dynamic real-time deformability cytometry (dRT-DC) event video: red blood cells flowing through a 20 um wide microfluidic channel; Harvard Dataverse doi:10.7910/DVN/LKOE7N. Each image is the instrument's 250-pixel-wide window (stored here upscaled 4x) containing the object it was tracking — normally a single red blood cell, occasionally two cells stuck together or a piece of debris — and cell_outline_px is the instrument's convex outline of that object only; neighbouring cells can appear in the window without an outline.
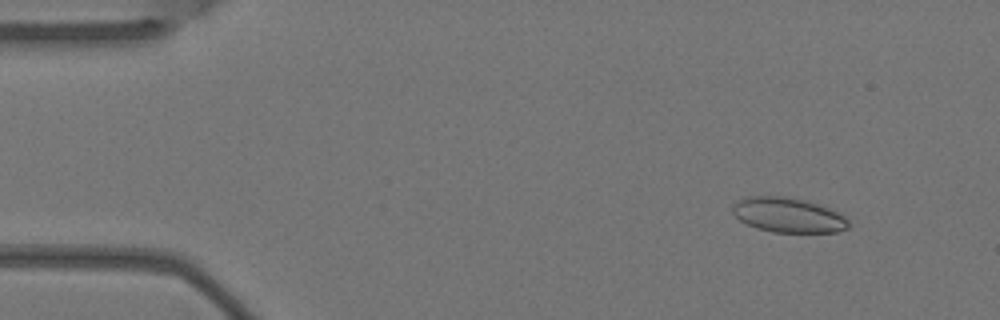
{"species": "Egyptian fruit bat (a non-hibernating species)", "species_latin": "Rousettus aegyptiacus", "temperature_condition": "warm", "stored_images_in_passage": 6, "camera_frame_rate_fps": 3000, "um_per_image_px": 0.085, "animal": {"sex": "female"}, "frame": {"image": 1, "passage_image": 2, "time_ms": 0.333, "image_size_px": [1000, 320], "cell_outline_px": [[848, 228], [836, 232], [772, 232], [756, 228], [740, 220], [732, 212], [732, 204], [736, 200], [744, 196], [784, 196], [804, 200], [828, 208], [844, 216], [848, 220]], "centroid_in_image_um": [66.93, 18.27], "position_along_channel_um": 18.1, "area_um2": 23.47}}